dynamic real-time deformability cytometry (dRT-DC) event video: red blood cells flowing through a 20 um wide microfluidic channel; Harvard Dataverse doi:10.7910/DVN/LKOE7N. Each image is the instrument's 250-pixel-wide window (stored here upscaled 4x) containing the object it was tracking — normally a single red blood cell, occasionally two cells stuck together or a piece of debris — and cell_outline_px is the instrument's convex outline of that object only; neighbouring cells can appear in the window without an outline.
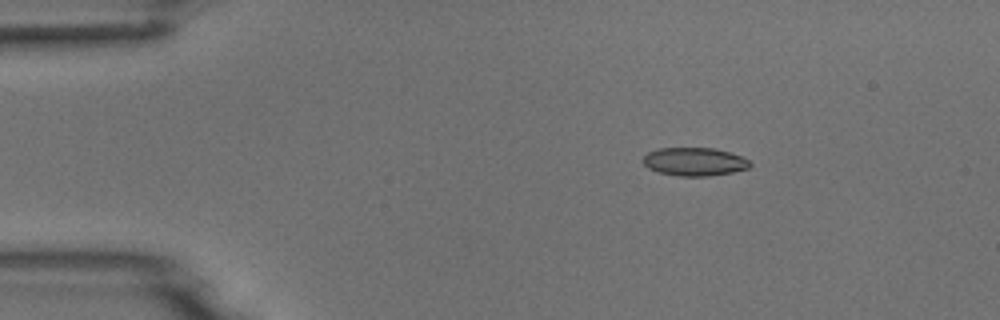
{"species": "common noctule bat (a hibernating species)", "species_latin": "Nyctalus noctula", "temperature_condition": "room temperature", "stored_images_in_passage": 3, "camera_frame_rate_fps": 3000, "um_per_image_px": 0.085, "animal": {"sex": "male", "body_mass_g": 18.8}, "frame": {"image": 1, "passage_image": 2, "time_ms": 2.667, "image_size_px": [1000, 320], "cell_outline_px": [[752, 164], [748, 168], [732, 172], [708, 176], [680, 176], [660, 172], [648, 168], [644, 164], [644, 156], [648, 152], [660, 148], [716, 148], [740, 156], [748, 160]], "centroid_in_image_um": [59.03, 13.74], "position_along_channel_um": 26.0, "area_um2": 17.4}}